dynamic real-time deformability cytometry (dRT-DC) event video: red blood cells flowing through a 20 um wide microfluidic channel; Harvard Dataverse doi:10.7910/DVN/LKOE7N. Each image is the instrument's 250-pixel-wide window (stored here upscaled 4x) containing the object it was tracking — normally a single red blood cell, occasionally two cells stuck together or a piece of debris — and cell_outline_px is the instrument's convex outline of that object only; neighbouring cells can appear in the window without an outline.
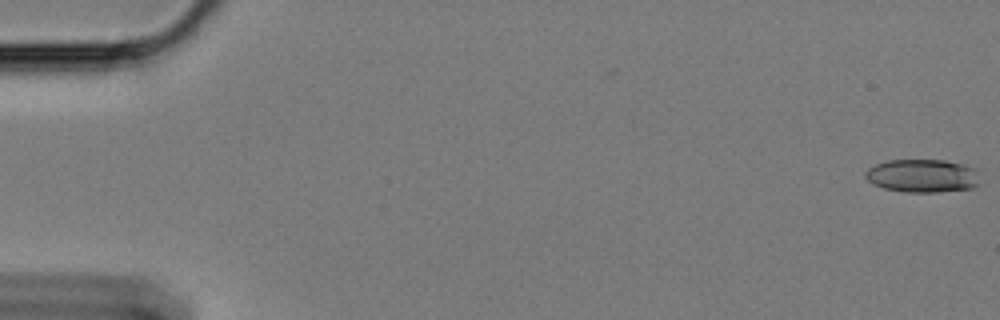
{"species": "Egyptian fruit bat (a non-hibernating species)", "species_latin": "Rousettus aegyptiacus", "temperature_condition": "cold", "stored_images_in_passage": 60, "camera_frame_rate_fps": 3000, "um_per_image_px": 0.085, "animal": {"sex": "female"}, "frame": {"image": 1, "passage_image": 1, "time_ms": 0.0, "image_size_px": [1000, 320], "cell_outline_px": [[980, 184], [972, 188], [936, 192], [908, 192], [884, 188], [872, 184], [864, 176], [864, 172], [868, 168], [876, 164], [888, 160], [944, 160], [964, 164], [976, 168]], "centroid_in_image_um": [78.42, 14.94], "position_along_channel_um": 6.6, "area_um2": 22.31}}
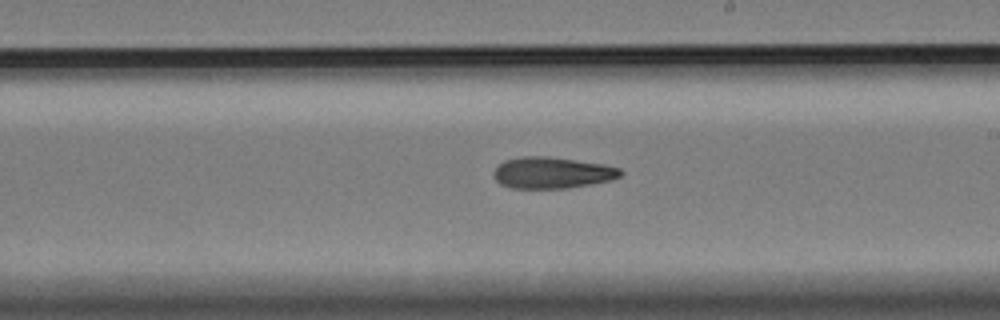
{"frame": {"image": 2, "passage_image": 35, "time_ms": 11.333, "image_size_px": [1000, 320], "cell_outline_px": [[624, 172], [620, 176], [612, 180], [568, 188], [512, 188], [500, 184], [492, 176], [492, 172], [504, 160], [524, 156], [548, 156], [604, 164], [620, 168]], "centroid_in_image_um": [46.93, 14.68], "position_along_channel_um": 242.1, "area_um2": 23.29}}
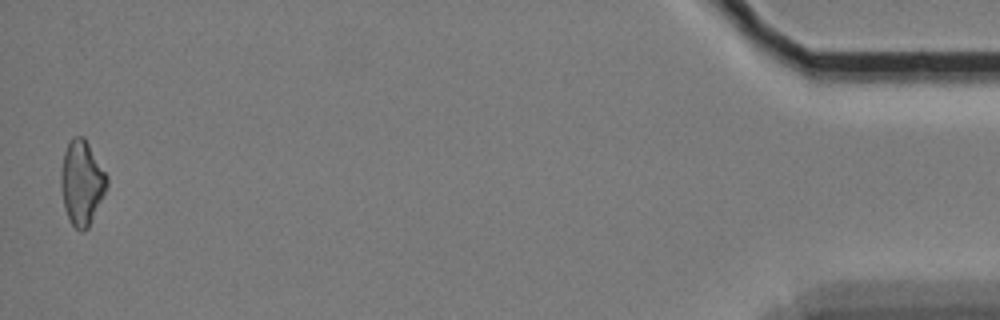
{"frame": {"image": 3, "passage_image": 59, "time_ms": 19.333, "image_size_px": [1000, 320], "cell_outline_px": [[108, 184], [88, 228], [84, 232], [80, 232], [68, 220], [64, 208], [60, 188], [60, 172], [64, 152], [72, 136], [84, 136], [108, 176]], "centroid_in_image_um": [6.93, 15.53], "position_along_channel_um": 428.3, "area_um2": 22.77}}